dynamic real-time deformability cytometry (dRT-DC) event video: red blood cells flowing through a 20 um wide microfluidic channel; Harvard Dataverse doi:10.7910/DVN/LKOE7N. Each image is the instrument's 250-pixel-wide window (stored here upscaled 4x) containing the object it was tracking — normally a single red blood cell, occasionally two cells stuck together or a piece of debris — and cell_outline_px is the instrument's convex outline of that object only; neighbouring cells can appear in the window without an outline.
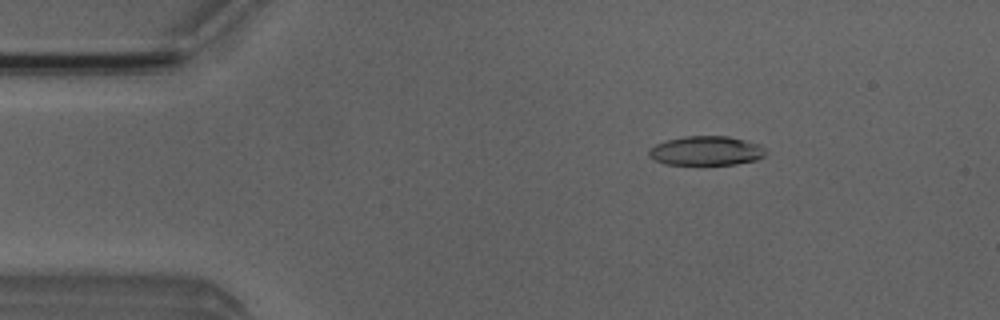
{"species": "Egyptian fruit bat (a non-hibernating species)", "species_latin": "Rousettus aegyptiacus", "temperature_condition": "room temperature", "stored_images_in_passage": 3, "camera_frame_rate_fps": 3000, "um_per_image_px": 0.085, "animal": {"sex": "male"}, "frame": {"image": 1, "passage_image": 2, "time_ms": 1.333, "image_size_px": [1000, 320], "cell_outline_px": [[768, 152], [764, 156], [756, 160], [736, 164], [664, 164], [648, 156], [648, 148], [656, 144], [668, 140], [684, 136], [728, 136], [760, 144], [768, 148]], "centroid_in_image_um": [60.06, 12.81], "position_along_channel_um": 24.9, "area_um2": 20.06}}